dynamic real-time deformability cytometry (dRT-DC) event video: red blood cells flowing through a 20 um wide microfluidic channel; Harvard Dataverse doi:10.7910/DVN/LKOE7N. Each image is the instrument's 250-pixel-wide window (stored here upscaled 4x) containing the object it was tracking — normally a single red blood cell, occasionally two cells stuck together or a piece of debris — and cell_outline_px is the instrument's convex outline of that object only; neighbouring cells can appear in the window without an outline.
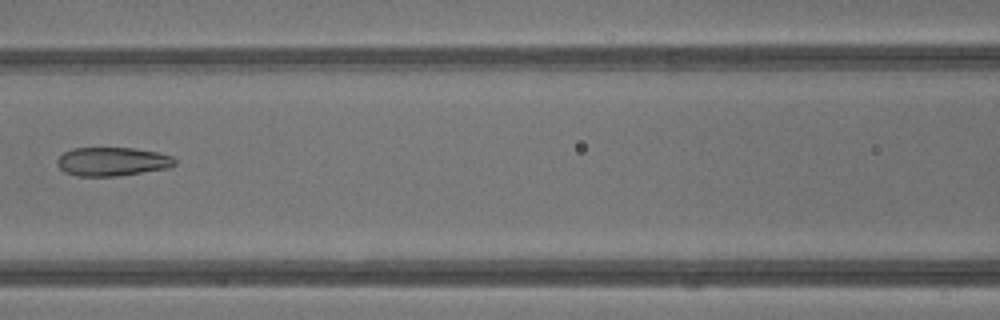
{"species": "common noctule bat (a hibernating species)", "species_latin": "Nyctalus noctula", "temperature_condition": "warm", "stored_images_in_passage": 35, "camera_frame_rate_fps": 3000, "um_per_image_px": 0.085, "animal": {"sex": "male", "body_mass_g": 13.3}, "frame": {"image": 1, "passage_image": 12, "time_ms": 3.667, "image_size_px": [1000, 320], "cell_outline_px": [[176, 164], [168, 168], [116, 176], [76, 176], [64, 172], [56, 164], [56, 160], [64, 152], [72, 148], [132, 148], [156, 152], [172, 156], [176, 160]], "centroid_in_image_um": [9.51, 13.73], "position_along_channel_um": 157.1, "area_um2": 19.65}}
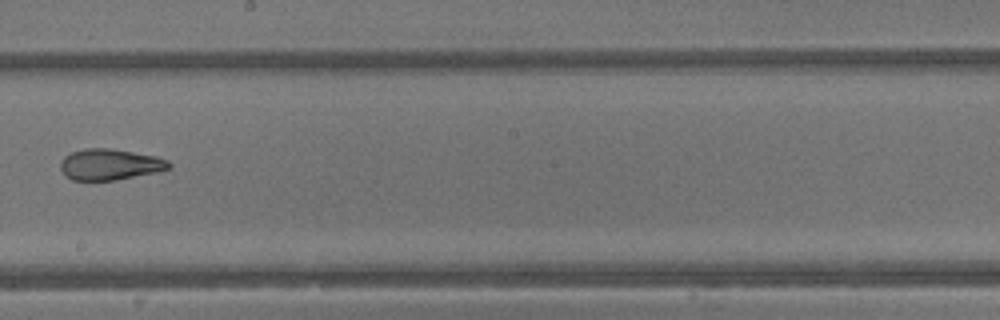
{"frame": {"image": 2, "passage_image": 17, "time_ms": 5.333, "image_size_px": [1000, 320], "cell_outline_px": [[172, 168], [156, 172], [116, 180], [72, 180], [64, 176], [60, 168], [60, 160], [64, 156], [72, 152], [84, 148], [108, 148], [156, 156], [168, 160], [172, 164]], "centroid_in_image_um": [9.32, 13.98], "position_along_channel_um": 238.9, "area_um2": 19.77}}
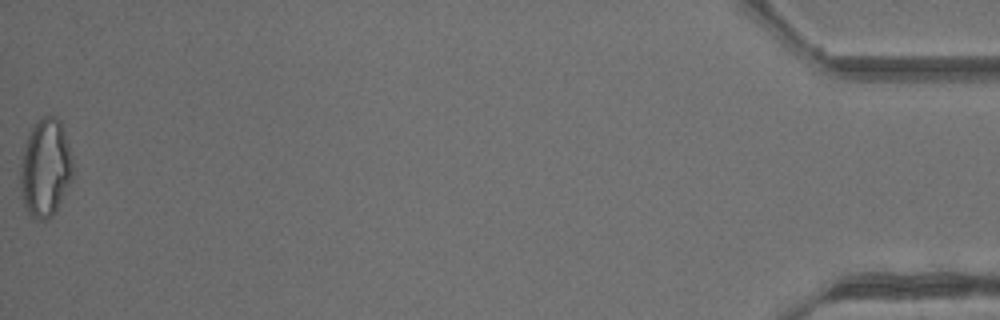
{"frame": {"image": 3, "passage_image": 35, "time_ms": 11.333, "image_size_px": [1000, 320], "cell_outline_px": [[72, 180], [56, 212], [48, 220], [32, 220], [20, 196], [20, 164], [24, 144], [36, 120], [40, 116], [56, 116], [60, 120], [68, 144], [72, 160]], "centroid_in_image_um": [3.84, 14.31], "position_along_channel_um": 431.4, "area_um2": 30.46}, "authors_computed_cell_mechanics": {"area_um2": 22.0218, "velocity_mm_per_s": 4.9339, "shape_relaxation_time_tau1_ms": null, "shape_relaxation_time_tau2_ms": 1.7969, "deformation_change_tau1": null, "deformation_change_tau2": 0.1046}}